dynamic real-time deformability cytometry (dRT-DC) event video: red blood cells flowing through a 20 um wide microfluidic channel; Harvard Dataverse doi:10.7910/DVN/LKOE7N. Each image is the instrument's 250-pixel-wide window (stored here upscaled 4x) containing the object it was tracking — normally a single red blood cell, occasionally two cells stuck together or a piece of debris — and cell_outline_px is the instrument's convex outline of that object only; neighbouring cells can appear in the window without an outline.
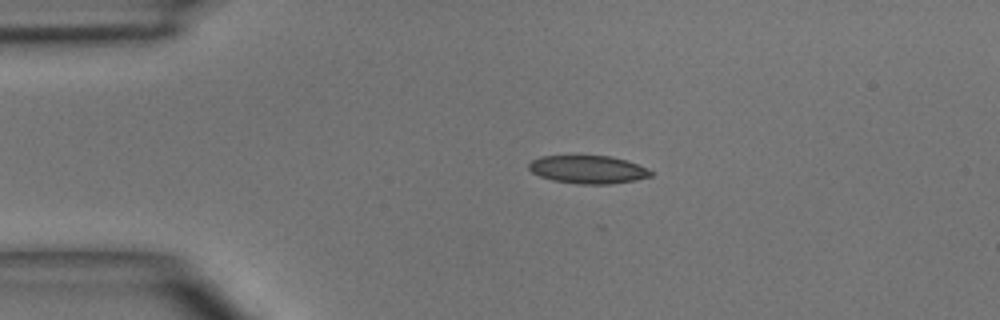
{"species": "common noctule bat (a hibernating species)", "species_latin": "Nyctalus noctula", "temperature_condition": "room temperature", "stored_images_in_passage": 4, "camera_frame_rate_fps": 3000, "um_per_image_px": 0.085, "animal": {"sex": "male", "body_mass_g": 15.6}, "frame": {"image": 1, "passage_image": 2, "time_ms": 1.333, "image_size_px": [1000, 320], "cell_outline_px": [[652, 176], [636, 180], [608, 184], [580, 184], [552, 180], [540, 176], [532, 172], [528, 168], [528, 164], [532, 160], [540, 156], [608, 156], [624, 160], [648, 168], [652, 172]], "centroid_in_image_um": [49.96, 14.41], "position_along_channel_um": 35.0, "area_um2": 19.77}}